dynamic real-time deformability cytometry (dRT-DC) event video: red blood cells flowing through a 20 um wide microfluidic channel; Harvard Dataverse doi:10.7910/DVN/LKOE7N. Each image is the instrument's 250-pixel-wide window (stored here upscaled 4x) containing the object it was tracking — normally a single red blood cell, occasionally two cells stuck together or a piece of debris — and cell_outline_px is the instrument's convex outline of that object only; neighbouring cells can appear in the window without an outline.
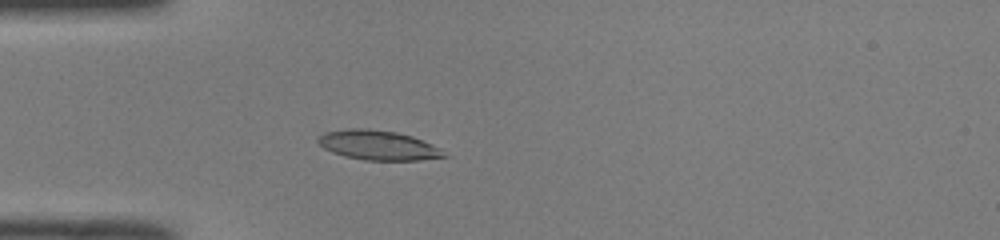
{"species": "common noctule bat (a hibernating species)", "species_latin": "Nyctalus noctula", "temperature_condition": "room temperature", "stored_images_in_passage": 50, "camera_frame_rate_fps": 3000, "um_per_image_px": 0.085, "animal": {"sex": "male", "body_mass_g": 19.0, "forearm_length_mm": 50.8}, "frame": {"image": 1, "passage_image": 14, "time_ms": 4.333, "image_size_px": [1000, 240], "cell_outline_px": [[448, 156], [420, 160], [364, 160], [344, 156], [332, 152], [324, 148], [316, 140], [324, 132], [352, 128], [368, 128], [396, 132], [412, 136], [432, 144], [440, 148]], "centroid_in_image_um": [32.14, 12.34], "position_along_channel_um": 52.9, "area_um2": 21.68}}
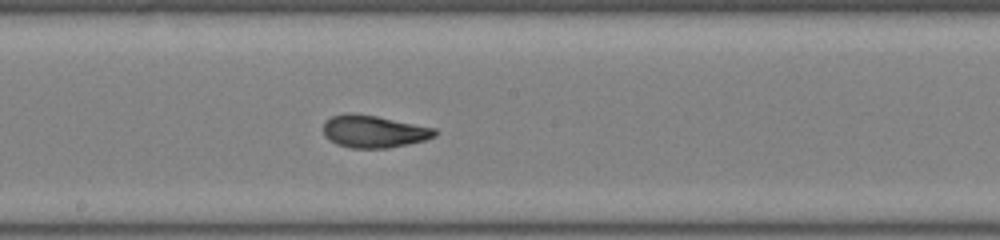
{"frame": {"image": 2, "passage_image": 27, "time_ms": 8.667, "image_size_px": [1000, 240], "cell_outline_px": [[436, 136], [424, 140], [408, 144], [388, 148], [352, 148], [336, 144], [328, 140], [324, 136], [324, 124], [332, 116], [376, 116], [436, 128]], "centroid_in_image_um": [31.82, 11.22], "position_along_channel_um": 216.4, "area_um2": 20.35}}
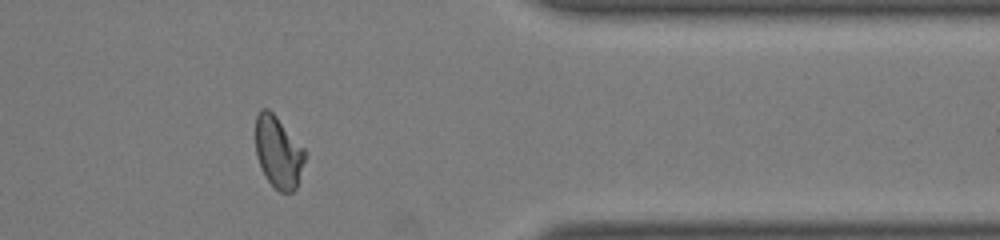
{"frame": {"image": 3, "passage_image": 41, "time_ms": 13.333, "image_size_px": [1000, 240], "cell_outline_px": [[304, 160], [296, 188], [292, 192], [280, 192], [268, 180], [256, 156], [256, 116], [260, 108], [268, 108], [276, 116], [304, 148]], "centroid_in_image_um": [23.64, 12.9], "position_along_channel_um": 387.8, "area_um2": 20.23}, "authors_computed_cell_mechanics": {"area_um2": 20.808, "velocity_mm_per_s": 3.9985, "shape_relaxation_time_tau1_ms": 11.3716, "shape_relaxation_time_tau2_ms": 1.1998, "deformation_change_tau1": 0.2939, "deformation_change_tau2": 0.0597}}